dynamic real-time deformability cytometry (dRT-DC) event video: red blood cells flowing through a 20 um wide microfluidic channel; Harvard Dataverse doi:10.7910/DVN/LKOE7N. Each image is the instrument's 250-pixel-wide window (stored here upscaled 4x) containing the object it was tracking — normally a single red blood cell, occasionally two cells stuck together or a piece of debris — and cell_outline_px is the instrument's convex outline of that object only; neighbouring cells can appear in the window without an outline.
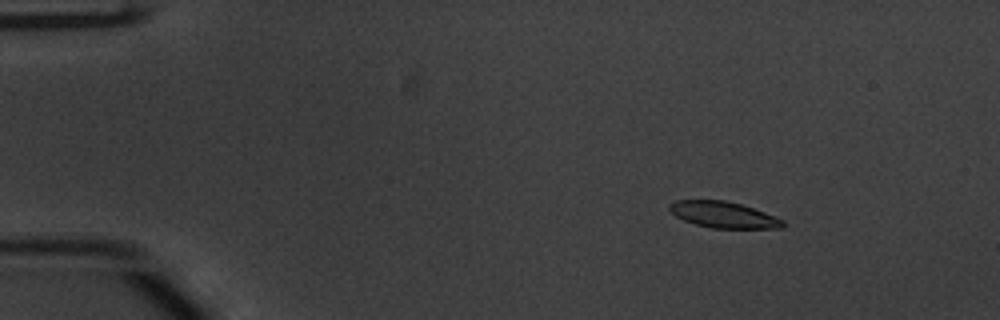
{"species": "common noctule bat (a hibernating species)", "species_latin": "Nyctalus noctula", "temperature_condition": "warm", "stored_images_in_passage": 52, "camera_frame_rate_fps": 3000, "um_per_image_px": 0.085, "animal": {"sex": "male", "body_mass_g": 20.1, "forearm_length_mm": 53.5}, "frame": {"image": 1, "passage_image": 7, "time_ms": 2.0, "image_size_px": [1000, 320], "cell_outline_px": [[784, 228], [712, 228], [696, 224], [684, 220], [676, 216], [668, 208], [668, 204], [676, 200], [724, 200], [740, 204], [764, 212], [784, 220]], "centroid_in_image_um": [61.48, 18.25], "position_along_channel_um": 23.5, "area_um2": 17.17}}
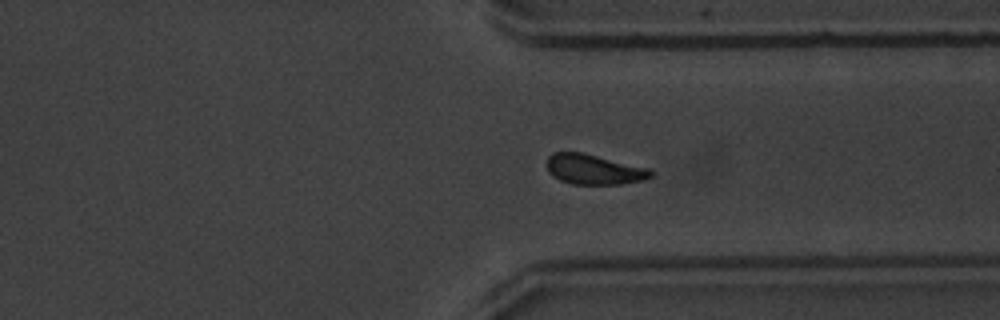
{"frame": {"image": 2, "passage_image": 40, "time_ms": 13.0, "image_size_px": [1000, 320], "cell_outline_px": [[652, 176], [644, 180], [620, 184], [572, 184], [560, 180], [552, 176], [548, 172], [548, 156], [552, 152], [580, 152], [652, 168]], "centroid_in_image_um": [50.5, 14.4], "position_along_channel_um": 360.9, "area_um2": 18.32}}
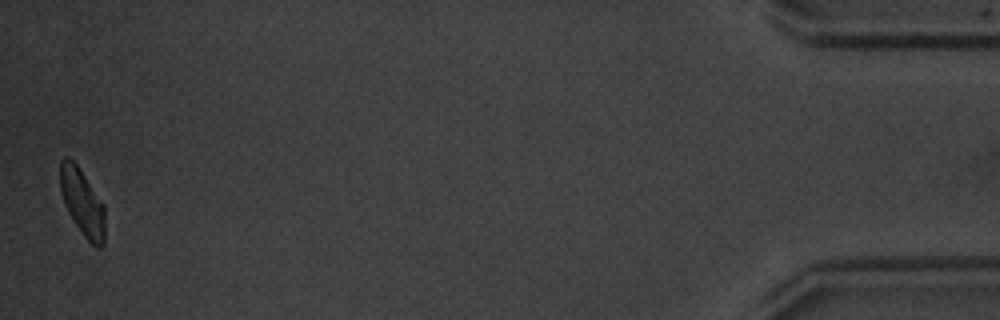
{"frame": {"image": 3, "passage_image": 52, "time_ms": 17.0, "image_size_px": [1000, 320], "cell_outline_px": [[104, 244], [100, 248], [96, 248], [84, 236], [68, 212], [64, 204], [60, 192], [60, 160], [64, 156], [68, 156], [76, 164], [104, 204]], "centroid_in_image_um": [6.98, 17.19], "position_along_channel_um": 428.2, "area_um2": 17.34}, "authors_computed_cell_mechanics": {"area_um2": 18.4093, "velocity_mm_per_s": 3.8346, "shape_relaxation_time_tau1_ms": 2.8348, "shape_relaxation_time_tau2_ms": 2.6923, "deformation_change_tau1": 0.113, "deformation_change_tau2": 0.0927}}